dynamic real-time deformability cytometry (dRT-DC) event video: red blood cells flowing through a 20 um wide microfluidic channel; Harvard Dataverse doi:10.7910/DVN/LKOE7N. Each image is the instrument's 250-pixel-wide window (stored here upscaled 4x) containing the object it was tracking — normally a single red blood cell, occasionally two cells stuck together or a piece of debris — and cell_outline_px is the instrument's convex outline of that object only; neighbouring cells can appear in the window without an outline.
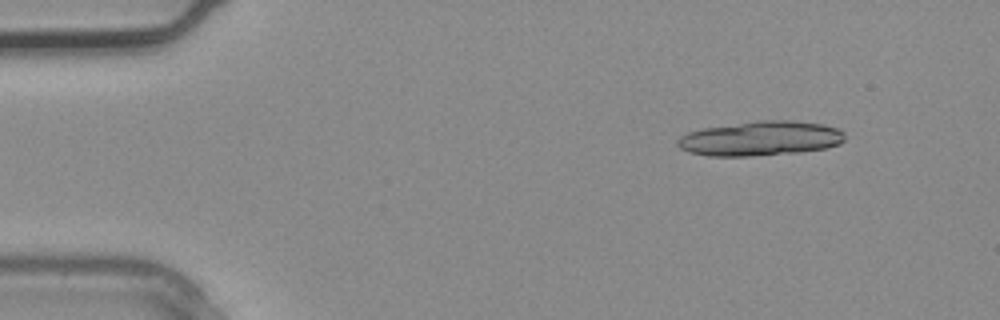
{"species": "common noctule bat (a hibernating species)", "species_latin": "Nyctalus noctula", "temperature_condition": "warm", "stored_images_in_passage": 3, "camera_frame_rate_fps": 3000, "um_per_image_px": 0.085, "animal": {"sex": "male", "body_mass_g": 20.4}, "frame": {"image": 1, "passage_image": 1, "time_ms": 0.0, "image_size_px": [1000, 320], "cell_outline_px": [[844, 140], [840, 144], [824, 148], [800, 152], [748, 156], [708, 156], [688, 152], [680, 148], [676, 144], [676, 140], [680, 136], [688, 132], [704, 128], [756, 120], [792, 120], [820, 124], [840, 128], [844, 132]], "centroid_in_image_um": [64.63, 11.76], "position_along_channel_um": 20.4, "area_um2": 33.87}}
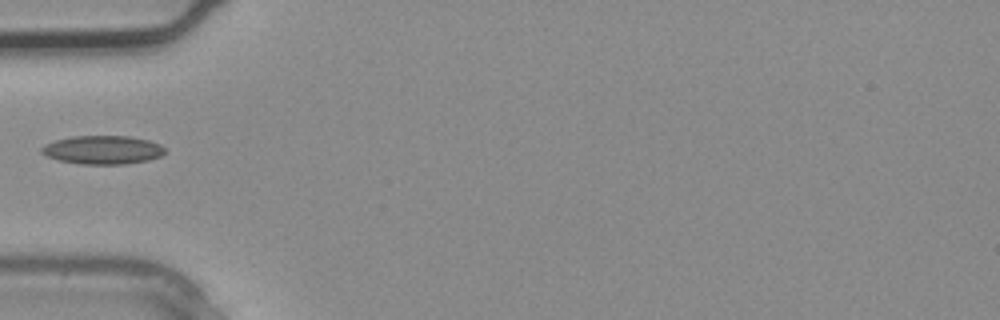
{"frame": {"image": 2, "passage_image": 3, "time_ms": 0.667, "image_size_px": [1000, 320], "cell_outline_px": [[164, 152], [160, 156], [148, 160], [124, 164], [80, 164], [60, 160], [48, 156], [40, 152], [40, 148], [44, 144], [56, 140], [72, 136], [128, 136], [148, 140], [160, 144], [164, 148]], "centroid_in_image_um": [8.71, 12.73], "position_along_channel_um": 76.3, "area_um2": 20.4}}